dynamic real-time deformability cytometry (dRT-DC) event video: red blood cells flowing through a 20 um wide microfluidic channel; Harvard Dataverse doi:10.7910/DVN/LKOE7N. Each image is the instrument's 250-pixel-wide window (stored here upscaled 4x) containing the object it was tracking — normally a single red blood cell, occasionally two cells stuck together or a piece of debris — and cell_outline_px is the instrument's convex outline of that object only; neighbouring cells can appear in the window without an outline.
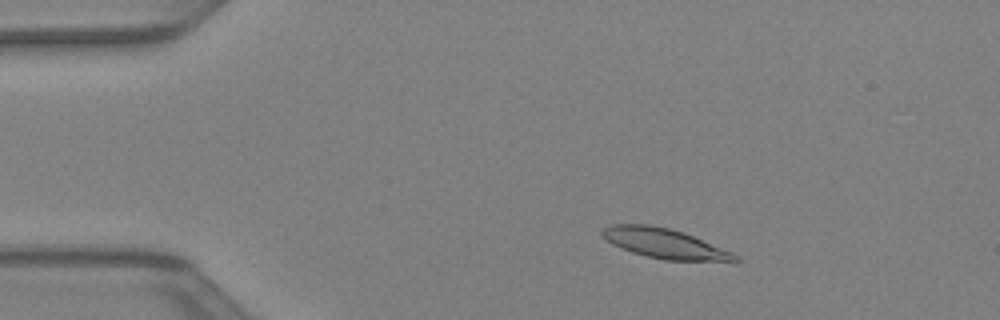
{"species": "Egyptian fruit bat (a non-hibernating species)", "species_latin": "Rousettus aegyptiacus", "temperature_condition": "warm", "stored_images_in_passage": 43, "camera_frame_rate_fps": 3000, "um_per_image_px": 0.085, "animal": {"sex": "female"}, "frame": {"image": 1, "passage_image": 7, "time_ms": 2.0, "image_size_px": [1000, 320], "cell_outline_px": [[740, 260], [736, 264], [664, 260], [632, 252], [612, 244], [600, 232], [608, 224], [648, 224], [668, 228], [684, 232], [732, 252], [740, 256]], "centroid_in_image_um": [56.65, 20.74], "position_along_channel_um": 28.4, "area_um2": 23.76}}
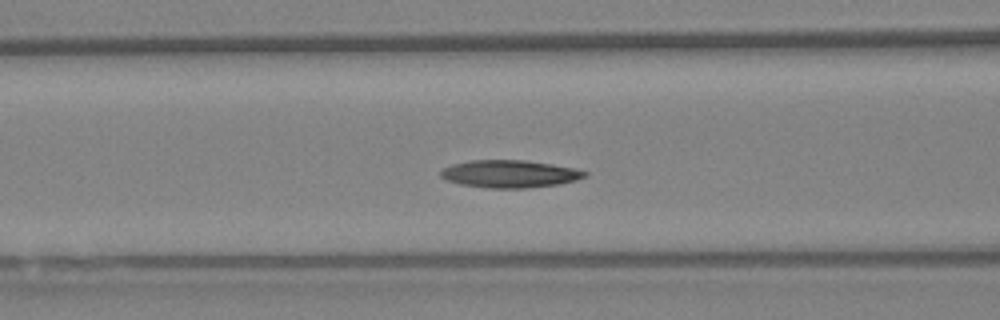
{"frame": {"image": 2, "passage_image": 17, "time_ms": 5.333, "image_size_px": [1000, 320], "cell_outline_px": [[588, 176], [576, 180], [556, 184], [524, 188], [488, 188], [460, 184], [448, 180], [440, 176], [440, 172], [444, 168], [452, 164], [472, 160], [524, 160], [552, 164], [572, 168], [588, 172]], "centroid_in_image_um": [43.32, 14.77], "position_along_channel_um": 123.3, "area_um2": 22.89}}
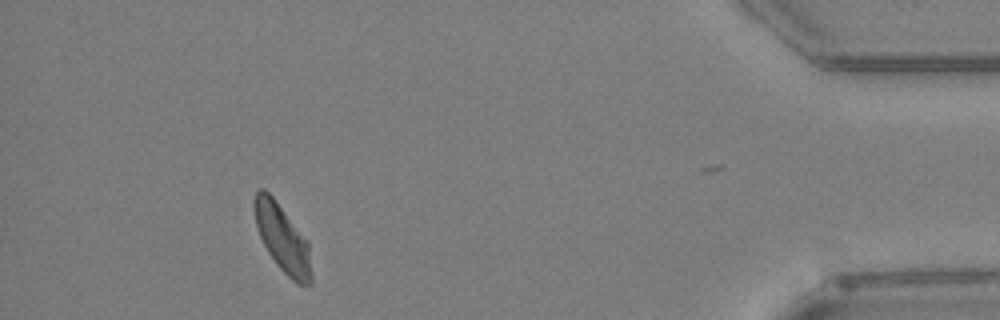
{"frame": {"image": 3, "passage_image": 39, "time_ms": 12.667, "image_size_px": [1000, 320], "cell_outline_px": [[312, 284], [296, 284], [280, 268], [268, 252], [256, 228], [252, 208], [252, 200], [256, 192], [260, 188], [264, 188], [272, 196], [308, 244], [312, 276]], "centroid_in_image_um": [23.95, 20.25], "position_along_channel_um": 411.2, "area_um2": 21.96}}